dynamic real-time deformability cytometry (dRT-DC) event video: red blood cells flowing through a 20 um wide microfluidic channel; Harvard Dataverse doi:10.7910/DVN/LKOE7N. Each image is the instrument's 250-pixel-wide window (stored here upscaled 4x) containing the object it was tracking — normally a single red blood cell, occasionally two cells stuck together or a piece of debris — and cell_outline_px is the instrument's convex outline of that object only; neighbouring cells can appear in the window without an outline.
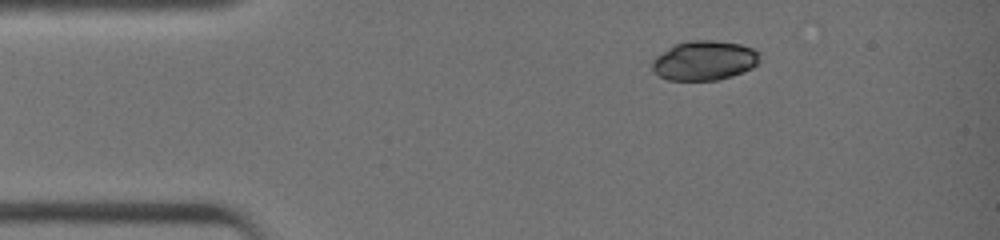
{"species": "common noctule bat (a hibernating species)", "species_latin": "Nyctalus noctula", "temperature_condition": "warm", "stored_images_in_passage": 34, "camera_frame_rate_fps": 3000, "um_per_image_px": 0.085, "animal": {"sex": "female", "body_mass_g": 19.0, "forearm_length_mm": 51.5}, "frame": {"image": 1, "passage_image": 1, "time_ms": 0.0, "image_size_px": [1000, 240], "cell_outline_px": [[760, 60], [752, 68], [732, 76], [716, 80], [668, 80], [660, 76], [652, 68], [652, 60], [656, 56], [672, 44], [688, 40], [716, 40], [740, 44], [752, 48], [760, 52]], "centroid_in_image_um": [59.87, 5.13], "position_along_channel_um": 25.1, "area_um2": 24.97}}
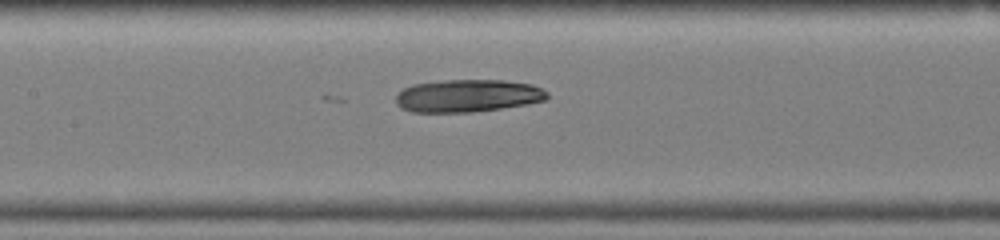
{"frame": {"image": 2, "passage_image": 14, "time_ms": 4.333, "image_size_px": [1000, 240], "cell_outline_px": [[548, 100], [528, 104], [472, 112], [412, 112], [400, 108], [396, 104], [396, 96], [404, 88], [412, 84], [448, 80], [504, 80], [532, 84], [548, 92]], "centroid_in_image_um": [39.77, 8.14], "position_along_channel_um": 167.6, "area_um2": 28.84}}
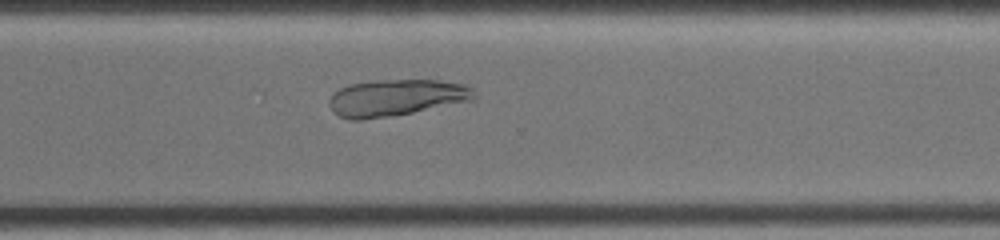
{"frame": {"image": 3, "passage_image": 25, "time_ms": 8.0, "image_size_px": [1000, 240], "cell_outline_px": [[476, 100], [392, 116], [360, 120], [348, 120], [332, 112], [328, 104], [328, 100], [340, 88], [348, 84], [376, 80], [440, 80], [464, 84], [472, 88], [476, 96]], "centroid_in_image_um": [33.68, 8.31], "position_along_channel_um": 336.9, "area_um2": 31.21}}